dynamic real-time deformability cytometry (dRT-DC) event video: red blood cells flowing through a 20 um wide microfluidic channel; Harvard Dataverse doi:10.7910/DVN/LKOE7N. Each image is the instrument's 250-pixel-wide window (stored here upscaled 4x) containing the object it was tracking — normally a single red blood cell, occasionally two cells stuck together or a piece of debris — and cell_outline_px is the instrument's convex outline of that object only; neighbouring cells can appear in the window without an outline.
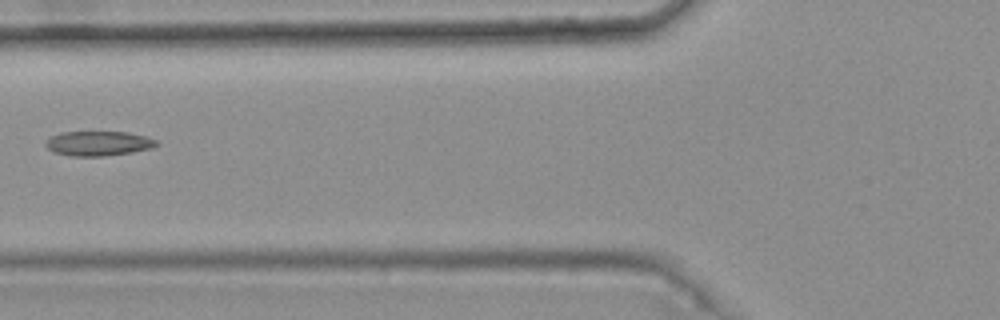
{"species": "common noctule bat (a hibernating species)", "species_latin": "Nyctalus noctula", "temperature_condition": "warm", "stored_images_in_passage": 4, "camera_frame_rate_fps": 3000, "um_per_image_px": 0.085, "animal": {"sex": "female", "body_mass_g": 25.1}, "frame": {"image": 1, "passage_image": 3, "time_ms": 0.667, "image_size_px": [1000, 320], "cell_outline_px": [[160, 144], [152, 148], [132, 152], [104, 156], [68, 156], [52, 152], [44, 144], [44, 140], [60, 132], [128, 132], [144, 136], [156, 140]], "centroid_in_image_um": [8.32, 12.19], "position_along_channel_um": 117.5, "area_um2": 16.07}}
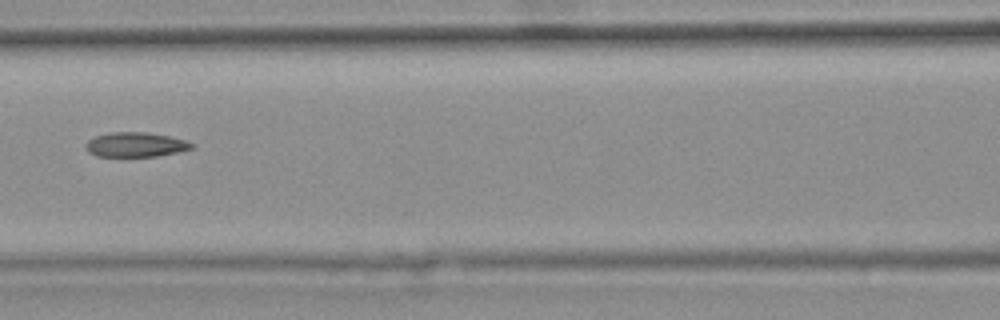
{"frame": {"image": 2, "passage_image": 4, "time_ms": 1.0, "image_size_px": [1000, 320], "cell_outline_px": [[196, 144], [192, 148], [176, 152], [156, 156], [96, 156], [88, 152], [84, 144], [88, 140], [96, 136], [112, 132], [144, 132], [168, 136], [184, 140]], "centroid_in_image_um": [11.49, 12.29], "position_along_channel_um": 155.1, "area_um2": 15.03}}